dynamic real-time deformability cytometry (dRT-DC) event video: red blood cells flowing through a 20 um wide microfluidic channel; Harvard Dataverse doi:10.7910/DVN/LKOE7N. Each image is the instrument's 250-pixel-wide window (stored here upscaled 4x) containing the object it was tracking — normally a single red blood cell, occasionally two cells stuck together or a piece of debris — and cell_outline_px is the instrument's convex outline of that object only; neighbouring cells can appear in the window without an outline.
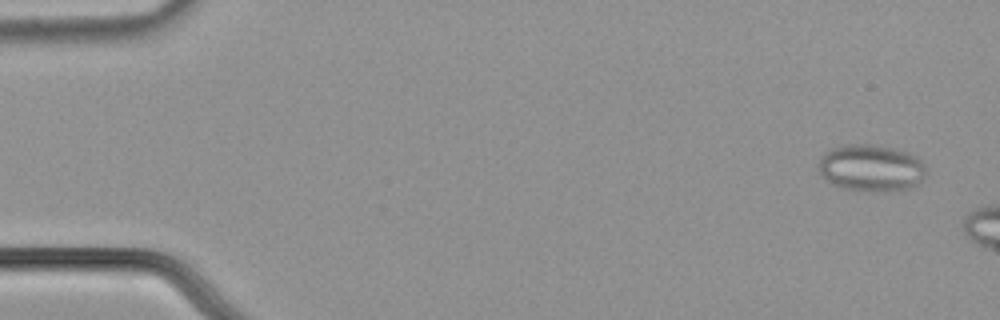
{"species": "common noctule bat (a hibernating species)", "species_latin": "Nyctalus noctula", "temperature_condition": "cold", "stored_images_in_passage": 53, "segment_of_instrument_passage": [1, 2], "camera_frame_rate_fps": 3000, "um_per_image_px": 0.085, "animal": {"sex": "male", "body_mass_g": 21.5, "forearm_length_mm": 52.0}, "frame": {"image": 1, "passage_image": 3, "time_ms": 0.667, "image_size_px": [1000, 320], "cell_outline_px": [[924, 176], [916, 184], [908, 188], [844, 188], [832, 184], [820, 172], [820, 160], [832, 148], [840, 144], [868, 144], [892, 148], [908, 152], [916, 156], [920, 160], [924, 168]], "centroid_in_image_um": [74.03, 14.21], "position_along_channel_um": 11.0, "area_um2": 27.86}}